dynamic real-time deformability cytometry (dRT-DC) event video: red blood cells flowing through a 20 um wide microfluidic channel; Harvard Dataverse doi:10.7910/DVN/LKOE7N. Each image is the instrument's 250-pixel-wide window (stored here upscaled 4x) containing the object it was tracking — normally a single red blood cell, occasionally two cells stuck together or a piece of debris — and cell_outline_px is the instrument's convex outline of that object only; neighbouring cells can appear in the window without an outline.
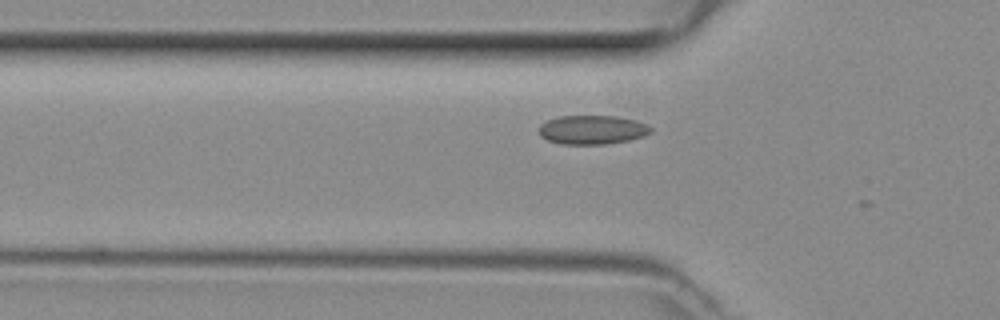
{"species": "common noctule bat (a hibernating species)", "species_latin": "Nyctalus noctula", "temperature_condition": "room temperature", "stored_images_in_passage": 13, "camera_frame_rate_fps": 3000, "um_per_image_px": 0.085, "animal": {"sex": "female", "body_mass_g": 29.2, "forearm_length_mm": 56.3}, "frame": {"image": 1, "passage_image": 7, "time_ms": 2.0, "image_size_px": [1000, 320], "cell_outline_px": [[652, 132], [644, 136], [628, 140], [604, 144], [560, 144], [548, 140], [540, 136], [540, 124], [548, 120], [560, 116], [616, 116], [636, 120], [648, 124], [652, 128]], "centroid_in_image_um": [50.37, 11.03], "position_along_channel_um": 75.4, "area_um2": 18.9}}
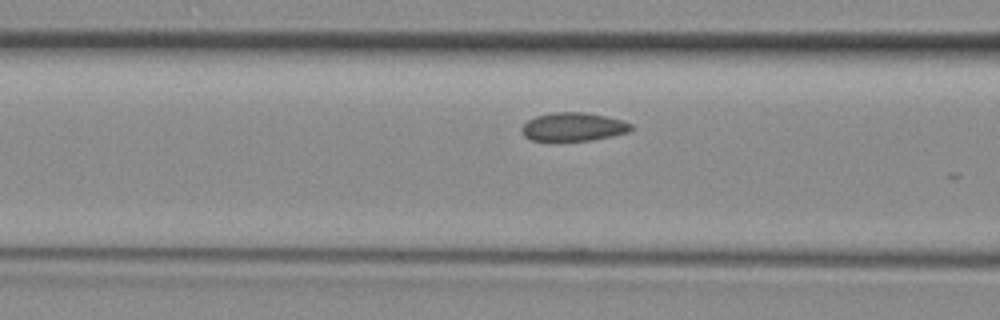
{"frame": {"image": 2, "passage_image": 10, "time_ms": 3.0, "image_size_px": [1000, 320], "cell_outline_px": [[636, 128], [628, 132], [612, 136], [592, 140], [532, 140], [524, 136], [520, 128], [528, 120], [536, 116], [552, 112], [584, 112], [624, 120], [632, 124]], "centroid_in_image_um": [48.77, 10.77], "position_along_channel_um": 117.8, "area_um2": 18.15}}